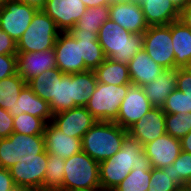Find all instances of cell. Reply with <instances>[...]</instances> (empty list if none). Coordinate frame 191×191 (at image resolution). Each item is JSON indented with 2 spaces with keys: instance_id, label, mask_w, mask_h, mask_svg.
Here are the masks:
<instances>
[{
  "instance_id": "6da1fadb",
  "label": "cell",
  "mask_w": 191,
  "mask_h": 191,
  "mask_svg": "<svg viewBox=\"0 0 191 191\" xmlns=\"http://www.w3.org/2000/svg\"><path fill=\"white\" fill-rule=\"evenodd\" d=\"M133 167L152 166L143 145L128 135L116 154L99 162L101 189L113 191L129 175Z\"/></svg>"
},
{
  "instance_id": "7a4b0ae2",
  "label": "cell",
  "mask_w": 191,
  "mask_h": 191,
  "mask_svg": "<svg viewBox=\"0 0 191 191\" xmlns=\"http://www.w3.org/2000/svg\"><path fill=\"white\" fill-rule=\"evenodd\" d=\"M98 42L106 58L128 64L143 49V34L131 33L110 18L98 31Z\"/></svg>"
},
{
  "instance_id": "3957f363",
  "label": "cell",
  "mask_w": 191,
  "mask_h": 191,
  "mask_svg": "<svg viewBox=\"0 0 191 191\" xmlns=\"http://www.w3.org/2000/svg\"><path fill=\"white\" fill-rule=\"evenodd\" d=\"M128 136V130L115 122L96 121L81 138L82 151L97 162L116 154Z\"/></svg>"
},
{
  "instance_id": "277c9868",
  "label": "cell",
  "mask_w": 191,
  "mask_h": 191,
  "mask_svg": "<svg viewBox=\"0 0 191 191\" xmlns=\"http://www.w3.org/2000/svg\"><path fill=\"white\" fill-rule=\"evenodd\" d=\"M62 191L101 188L99 162L84 151L65 159Z\"/></svg>"
},
{
  "instance_id": "5b68a950",
  "label": "cell",
  "mask_w": 191,
  "mask_h": 191,
  "mask_svg": "<svg viewBox=\"0 0 191 191\" xmlns=\"http://www.w3.org/2000/svg\"><path fill=\"white\" fill-rule=\"evenodd\" d=\"M55 21L43 10H38L29 27L17 42V52H41L54 49L60 34Z\"/></svg>"
},
{
  "instance_id": "8992f818",
  "label": "cell",
  "mask_w": 191,
  "mask_h": 191,
  "mask_svg": "<svg viewBox=\"0 0 191 191\" xmlns=\"http://www.w3.org/2000/svg\"><path fill=\"white\" fill-rule=\"evenodd\" d=\"M131 86L132 84L113 85L97 82L95 92L85 107L97 121L114 122L120 104Z\"/></svg>"
},
{
  "instance_id": "52a82bcc",
  "label": "cell",
  "mask_w": 191,
  "mask_h": 191,
  "mask_svg": "<svg viewBox=\"0 0 191 191\" xmlns=\"http://www.w3.org/2000/svg\"><path fill=\"white\" fill-rule=\"evenodd\" d=\"M46 150L44 135H25L13 132L0 139V168L9 169L19 159L36 157Z\"/></svg>"
},
{
  "instance_id": "ba28073f",
  "label": "cell",
  "mask_w": 191,
  "mask_h": 191,
  "mask_svg": "<svg viewBox=\"0 0 191 191\" xmlns=\"http://www.w3.org/2000/svg\"><path fill=\"white\" fill-rule=\"evenodd\" d=\"M143 50L162 68H175V55L169 25L149 26L143 33Z\"/></svg>"
},
{
  "instance_id": "9c48e42d",
  "label": "cell",
  "mask_w": 191,
  "mask_h": 191,
  "mask_svg": "<svg viewBox=\"0 0 191 191\" xmlns=\"http://www.w3.org/2000/svg\"><path fill=\"white\" fill-rule=\"evenodd\" d=\"M38 10L29 5L8 0L0 8V29L16 43L27 30Z\"/></svg>"
},
{
  "instance_id": "30bf717a",
  "label": "cell",
  "mask_w": 191,
  "mask_h": 191,
  "mask_svg": "<svg viewBox=\"0 0 191 191\" xmlns=\"http://www.w3.org/2000/svg\"><path fill=\"white\" fill-rule=\"evenodd\" d=\"M47 167V152L19 159L9 168L10 175L17 188H39L41 189L45 178Z\"/></svg>"
},
{
  "instance_id": "8fae6325",
  "label": "cell",
  "mask_w": 191,
  "mask_h": 191,
  "mask_svg": "<svg viewBox=\"0 0 191 191\" xmlns=\"http://www.w3.org/2000/svg\"><path fill=\"white\" fill-rule=\"evenodd\" d=\"M57 68L64 74H75L89 70L81 58V41L70 32H60L55 45Z\"/></svg>"
},
{
  "instance_id": "7c38bea8",
  "label": "cell",
  "mask_w": 191,
  "mask_h": 191,
  "mask_svg": "<svg viewBox=\"0 0 191 191\" xmlns=\"http://www.w3.org/2000/svg\"><path fill=\"white\" fill-rule=\"evenodd\" d=\"M152 107L154 106L148 100L142 87L132 85L120 104L118 116L114 122L123 129L128 130Z\"/></svg>"
},
{
  "instance_id": "4fadbf2b",
  "label": "cell",
  "mask_w": 191,
  "mask_h": 191,
  "mask_svg": "<svg viewBox=\"0 0 191 191\" xmlns=\"http://www.w3.org/2000/svg\"><path fill=\"white\" fill-rule=\"evenodd\" d=\"M42 10L55 21L61 32H69L87 7L81 0H47Z\"/></svg>"
},
{
  "instance_id": "5bb4252c",
  "label": "cell",
  "mask_w": 191,
  "mask_h": 191,
  "mask_svg": "<svg viewBox=\"0 0 191 191\" xmlns=\"http://www.w3.org/2000/svg\"><path fill=\"white\" fill-rule=\"evenodd\" d=\"M96 121L86 107L76 106L54 114L51 123L68 136L82 138Z\"/></svg>"
},
{
  "instance_id": "9a60e30c",
  "label": "cell",
  "mask_w": 191,
  "mask_h": 191,
  "mask_svg": "<svg viewBox=\"0 0 191 191\" xmlns=\"http://www.w3.org/2000/svg\"><path fill=\"white\" fill-rule=\"evenodd\" d=\"M109 14L112 21L131 33L143 34L149 27L137 0L111 2Z\"/></svg>"
},
{
  "instance_id": "2e32d148",
  "label": "cell",
  "mask_w": 191,
  "mask_h": 191,
  "mask_svg": "<svg viewBox=\"0 0 191 191\" xmlns=\"http://www.w3.org/2000/svg\"><path fill=\"white\" fill-rule=\"evenodd\" d=\"M165 133V112L161 107H152L128 129V135L143 147Z\"/></svg>"
},
{
  "instance_id": "e0dca14e",
  "label": "cell",
  "mask_w": 191,
  "mask_h": 191,
  "mask_svg": "<svg viewBox=\"0 0 191 191\" xmlns=\"http://www.w3.org/2000/svg\"><path fill=\"white\" fill-rule=\"evenodd\" d=\"M55 50L17 52V74L28 83L39 74L56 68Z\"/></svg>"
},
{
  "instance_id": "ac0fdd59",
  "label": "cell",
  "mask_w": 191,
  "mask_h": 191,
  "mask_svg": "<svg viewBox=\"0 0 191 191\" xmlns=\"http://www.w3.org/2000/svg\"><path fill=\"white\" fill-rule=\"evenodd\" d=\"M146 156L151 162L152 168H165L171 165L181 152V142L167 133L144 147Z\"/></svg>"
},
{
  "instance_id": "d6986e66",
  "label": "cell",
  "mask_w": 191,
  "mask_h": 191,
  "mask_svg": "<svg viewBox=\"0 0 191 191\" xmlns=\"http://www.w3.org/2000/svg\"><path fill=\"white\" fill-rule=\"evenodd\" d=\"M44 139L46 152L48 154H58L62 159H67L82 151L81 138L62 133L51 122L46 124Z\"/></svg>"
},
{
  "instance_id": "ffe728a7",
  "label": "cell",
  "mask_w": 191,
  "mask_h": 191,
  "mask_svg": "<svg viewBox=\"0 0 191 191\" xmlns=\"http://www.w3.org/2000/svg\"><path fill=\"white\" fill-rule=\"evenodd\" d=\"M128 70L132 85L142 87L153 82L165 69L142 49L129 61Z\"/></svg>"
},
{
  "instance_id": "44dd1931",
  "label": "cell",
  "mask_w": 191,
  "mask_h": 191,
  "mask_svg": "<svg viewBox=\"0 0 191 191\" xmlns=\"http://www.w3.org/2000/svg\"><path fill=\"white\" fill-rule=\"evenodd\" d=\"M148 26L169 25L179 20V11L170 0H139Z\"/></svg>"
},
{
  "instance_id": "7402d4cb",
  "label": "cell",
  "mask_w": 191,
  "mask_h": 191,
  "mask_svg": "<svg viewBox=\"0 0 191 191\" xmlns=\"http://www.w3.org/2000/svg\"><path fill=\"white\" fill-rule=\"evenodd\" d=\"M178 68L166 69L153 82L142 86L154 107H162L169 94L176 89Z\"/></svg>"
},
{
  "instance_id": "603a6c76",
  "label": "cell",
  "mask_w": 191,
  "mask_h": 191,
  "mask_svg": "<svg viewBox=\"0 0 191 191\" xmlns=\"http://www.w3.org/2000/svg\"><path fill=\"white\" fill-rule=\"evenodd\" d=\"M22 113L42 118L46 123L51 122L53 113L49 103L36 95L26 84L19 93L16 104V116Z\"/></svg>"
},
{
  "instance_id": "cb8c5ba5",
  "label": "cell",
  "mask_w": 191,
  "mask_h": 191,
  "mask_svg": "<svg viewBox=\"0 0 191 191\" xmlns=\"http://www.w3.org/2000/svg\"><path fill=\"white\" fill-rule=\"evenodd\" d=\"M175 68H185L191 59V30L181 21L171 22Z\"/></svg>"
},
{
  "instance_id": "d4e9b609",
  "label": "cell",
  "mask_w": 191,
  "mask_h": 191,
  "mask_svg": "<svg viewBox=\"0 0 191 191\" xmlns=\"http://www.w3.org/2000/svg\"><path fill=\"white\" fill-rule=\"evenodd\" d=\"M71 35L81 41V58L89 70H95L106 59L103 49L98 42V33L70 32Z\"/></svg>"
},
{
  "instance_id": "484cf974",
  "label": "cell",
  "mask_w": 191,
  "mask_h": 191,
  "mask_svg": "<svg viewBox=\"0 0 191 191\" xmlns=\"http://www.w3.org/2000/svg\"><path fill=\"white\" fill-rule=\"evenodd\" d=\"M97 82L104 84L123 85L132 84L129 76L128 64L106 58L94 70Z\"/></svg>"
},
{
  "instance_id": "4316f807",
  "label": "cell",
  "mask_w": 191,
  "mask_h": 191,
  "mask_svg": "<svg viewBox=\"0 0 191 191\" xmlns=\"http://www.w3.org/2000/svg\"><path fill=\"white\" fill-rule=\"evenodd\" d=\"M73 107H85L90 96L95 92L97 77L94 70L72 74Z\"/></svg>"
},
{
  "instance_id": "83f0119b",
  "label": "cell",
  "mask_w": 191,
  "mask_h": 191,
  "mask_svg": "<svg viewBox=\"0 0 191 191\" xmlns=\"http://www.w3.org/2000/svg\"><path fill=\"white\" fill-rule=\"evenodd\" d=\"M26 81L18 74L9 76L0 81V107L16 116V104L20 91L26 85Z\"/></svg>"
},
{
  "instance_id": "f1b7e54d",
  "label": "cell",
  "mask_w": 191,
  "mask_h": 191,
  "mask_svg": "<svg viewBox=\"0 0 191 191\" xmlns=\"http://www.w3.org/2000/svg\"><path fill=\"white\" fill-rule=\"evenodd\" d=\"M72 74H64L56 79L55 97L49 103L51 112L58 114L73 108Z\"/></svg>"
},
{
  "instance_id": "f546056e",
  "label": "cell",
  "mask_w": 191,
  "mask_h": 191,
  "mask_svg": "<svg viewBox=\"0 0 191 191\" xmlns=\"http://www.w3.org/2000/svg\"><path fill=\"white\" fill-rule=\"evenodd\" d=\"M62 75L63 73L56 67L39 74L27 84L36 95L50 103L55 97L56 79H61Z\"/></svg>"
},
{
  "instance_id": "4dcf8cb0",
  "label": "cell",
  "mask_w": 191,
  "mask_h": 191,
  "mask_svg": "<svg viewBox=\"0 0 191 191\" xmlns=\"http://www.w3.org/2000/svg\"><path fill=\"white\" fill-rule=\"evenodd\" d=\"M110 18L109 6L88 8L69 32L98 33L100 27Z\"/></svg>"
},
{
  "instance_id": "1f68e13d",
  "label": "cell",
  "mask_w": 191,
  "mask_h": 191,
  "mask_svg": "<svg viewBox=\"0 0 191 191\" xmlns=\"http://www.w3.org/2000/svg\"><path fill=\"white\" fill-rule=\"evenodd\" d=\"M65 159L58 154L47 153V167L45 172L42 190H58L62 191V183L64 179Z\"/></svg>"
},
{
  "instance_id": "d6a6232c",
  "label": "cell",
  "mask_w": 191,
  "mask_h": 191,
  "mask_svg": "<svg viewBox=\"0 0 191 191\" xmlns=\"http://www.w3.org/2000/svg\"><path fill=\"white\" fill-rule=\"evenodd\" d=\"M152 167H133L129 175L113 191H148Z\"/></svg>"
},
{
  "instance_id": "836d02e7",
  "label": "cell",
  "mask_w": 191,
  "mask_h": 191,
  "mask_svg": "<svg viewBox=\"0 0 191 191\" xmlns=\"http://www.w3.org/2000/svg\"><path fill=\"white\" fill-rule=\"evenodd\" d=\"M46 124L42 118L22 113L13 117V132L25 135H44Z\"/></svg>"
},
{
  "instance_id": "e575fe53",
  "label": "cell",
  "mask_w": 191,
  "mask_h": 191,
  "mask_svg": "<svg viewBox=\"0 0 191 191\" xmlns=\"http://www.w3.org/2000/svg\"><path fill=\"white\" fill-rule=\"evenodd\" d=\"M165 130L168 135L181 140L191 131V112L184 115L165 113Z\"/></svg>"
},
{
  "instance_id": "d590c367",
  "label": "cell",
  "mask_w": 191,
  "mask_h": 191,
  "mask_svg": "<svg viewBox=\"0 0 191 191\" xmlns=\"http://www.w3.org/2000/svg\"><path fill=\"white\" fill-rule=\"evenodd\" d=\"M170 171L178 187L191 185V154L181 150L180 155L170 165Z\"/></svg>"
},
{
  "instance_id": "8d00e7d4",
  "label": "cell",
  "mask_w": 191,
  "mask_h": 191,
  "mask_svg": "<svg viewBox=\"0 0 191 191\" xmlns=\"http://www.w3.org/2000/svg\"><path fill=\"white\" fill-rule=\"evenodd\" d=\"M174 177L170 171V165L165 168L151 169V183L148 191H177Z\"/></svg>"
},
{
  "instance_id": "74e56055",
  "label": "cell",
  "mask_w": 191,
  "mask_h": 191,
  "mask_svg": "<svg viewBox=\"0 0 191 191\" xmlns=\"http://www.w3.org/2000/svg\"><path fill=\"white\" fill-rule=\"evenodd\" d=\"M161 108L165 113L184 115L186 112H191V97L175 89L169 94Z\"/></svg>"
},
{
  "instance_id": "f35d334b",
  "label": "cell",
  "mask_w": 191,
  "mask_h": 191,
  "mask_svg": "<svg viewBox=\"0 0 191 191\" xmlns=\"http://www.w3.org/2000/svg\"><path fill=\"white\" fill-rule=\"evenodd\" d=\"M17 74V55L0 54V81Z\"/></svg>"
},
{
  "instance_id": "ab89813d",
  "label": "cell",
  "mask_w": 191,
  "mask_h": 191,
  "mask_svg": "<svg viewBox=\"0 0 191 191\" xmlns=\"http://www.w3.org/2000/svg\"><path fill=\"white\" fill-rule=\"evenodd\" d=\"M176 89L191 97V71L178 68Z\"/></svg>"
},
{
  "instance_id": "60d3db41",
  "label": "cell",
  "mask_w": 191,
  "mask_h": 191,
  "mask_svg": "<svg viewBox=\"0 0 191 191\" xmlns=\"http://www.w3.org/2000/svg\"><path fill=\"white\" fill-rule=\"evenodd\" d=\"M13 133V116L9 111L0 107V139L7 138Z\"/></svg>"
},
{
  "instance_id": "b9f144b4",
  "label": "cell",
  "mask_w": 191,
  "mask_h": 191,
  "mask_svg": "<svg viewBox=\"0 0 191 191\" xmlns=\"http://www.w3.org/2000/svg\"><path fill=\"white\" fill-rule=\"evenodd\" d=\"M0 54L17 55V43L0 29Z\"/></svg>"
},
{
  "instance_id": "7bdbcfd3",
  "label": "cell",
  "mask_w": 191,
  "mask_h": 191,
  "mask_svg": "<svg viewBox=\"0 0 191 191\" xmlns=\"http://www.w3.org/2000/svg\"><path fill=\"white\" fill-rule=\"evenodd\" d=\"M16 189L9 169L0 168V191H16Z\"/></svg>"
},
{
  "instance_id": "ee69618b",
  "label": "cell",
  "mask_w": 191,
  "mask_h": 191,
  "mask_svg": "<svg viewBox=\"0 0 191 191\" xmlns=\"http://www.w3.org/2000/svg\"><path fill=\"white\" fill-rule=\"evenodd\" d=\"M179 21L191 30V2L179 12Z\"/></svg>"
},
{
  "instance_id": "f6af8a7d",
  "label": "cell",
  "mask_w": 191,
  "mask_h": 191,
  "mask_svg": "<svg viewBox=\"0 0 191 191\" xmlns=\"http://www.w3.org/2000/svg\"><path fill=\"white\" fill-rule=\"evenodd\" d=\"M26 5H29L30 7H33L37 10H42L45 7L47 0H14Z\"/></svg>"
},
{
  "instance_id": "bcb514c9",
  "label": "cell",
  "mask_w": 191,
  "mask_h": 191,
  "mask_svg": "<svg viewBox=\"0 0 191 191\" xmlns=\"http://www.w3.org/2000/svg\"><path fill=\"white\" fill-rule=\"evenodd\" d=\"M85 6L88 8L97 7V6H109L111 0H81Z\"/></svg>"
},
{
  "instance_id": "7dc6e473",
  "label": "cell",
  "mask_w": 191,
  "mask_h": 191,
  "mask_svg": "<svg viewBox=\"0 0 191 191\" xmlns=\"http://www.w3.org/2000/svg\"><path fill=\"white\" fill-rule=\"evenodd\" d=\"M181 150L191 154V131L181 140Z\"/></svg>"
},
{
  "instance_id": "c3c4849f",
  "label": "cell",
  "mask_w": 191,
  "mask_h": 191,
  "mask_svg": "<svg viewBox=\"0 0 191 191\" xmlns=\"http://www.w3.org/2000/svg\"><path fill=\"white\" fill-rule=\"evenodd\" d=\"M173 6L180 12L191 0H170Z\"/></svg>"
},
{
  "instance_id": "681fc988",
  "label": "cell",
  "mask_w": 191,
  "mask_h": 191,
  "mask_svg": "<svg viewBox=\"0 0 191 191\" xmlns=\"http://www.w3.org/2000/svg\"><path fill=\"white\" fill-rule=\"evenodd\" d=\"M16 191H40L39 188H17Z\"/></svg>"
},
{
  "instance_id": "f907efd6",
  "label": "cell",
  "mask_w": 191,
  "mask_h": 191,
  "mask_svg": "<svg viewBox=\"0 0 191 191\" xmlns=\"http://www.w3.org/2000/svg\"><path fill=\"white\" fill-rule=\"evenodd\" d=\"M177 191H191V185L179 187Z\"/></svg>"
},
{
  "instance_id": "816d5d0a",
  "label": "cell",
  "mask_w": 191,
  "mask_h": 191,
  "mask_svg": "<svg viewBox=\"0 0 191 191\" xmlns=\"http://www.w3.org/2000/svg\"><path fill=\"white\" fill-rule=\"evenodd\" d=\"M74 191H104V190L101 188H94V189L74 190Z\"/></svg>"
},
{
  "instance_id": "f5cc1de1",
  "label": "cell",
  "mask_w": 191,
  "mask_h": 191,
  "mask_svg": "<svg viewBox=\"0 0 191 191\" xmlns=\"http://www.w3.org/2000/svg\"><path fill=\"white\" fill-rule=\"evenodd\" d=\"M187 70L191 71V59L189 60V63L185 67Z\"/></svg>"
},
{
  "instance_id": "db71d44e",
  "label": "cell",
  "mask_w": 191,
  "mask_h": 191,
  "mask_svg": "<svg viewBox=\"0 0 191 191\" xmlns=\"http://www.w3.org/2000/svg\"><path fill=\"white\" fill-rule=\"evenodd\" d=\"M112 2H128V1H134V0H111Z\"/></svg>"
},
{
  "instance_id": "11a10c76",
  "label": "cell",
  "mask_w": 191,
  "mask_h": 191,
  "mask_svg": "<svg viewBox=\"0 0 191 191\" xmlns=\"http://www.w3.org/2000/svg\"><path fill=\"white\" fill-rule=\"evenodd\" d=\"M8 0H0V8L2 7V6H4V4L7 2Z\"/></svg>"
},
{
  "instance_id": "9f6ffc18",
  "label": "cell",
  "mask_w": 191,
  "mask_h": 191,
  "mask_svg": "<svg viewBox=\"0 0 191 191\" xmlns=\"http://www.w3.org/2000/svg\"><path fill=\"white\" fill-rule=\"evenodd\" d=\"M40 191H58V190H42V189H40Z\"/></svg>"
}]
</instances>
